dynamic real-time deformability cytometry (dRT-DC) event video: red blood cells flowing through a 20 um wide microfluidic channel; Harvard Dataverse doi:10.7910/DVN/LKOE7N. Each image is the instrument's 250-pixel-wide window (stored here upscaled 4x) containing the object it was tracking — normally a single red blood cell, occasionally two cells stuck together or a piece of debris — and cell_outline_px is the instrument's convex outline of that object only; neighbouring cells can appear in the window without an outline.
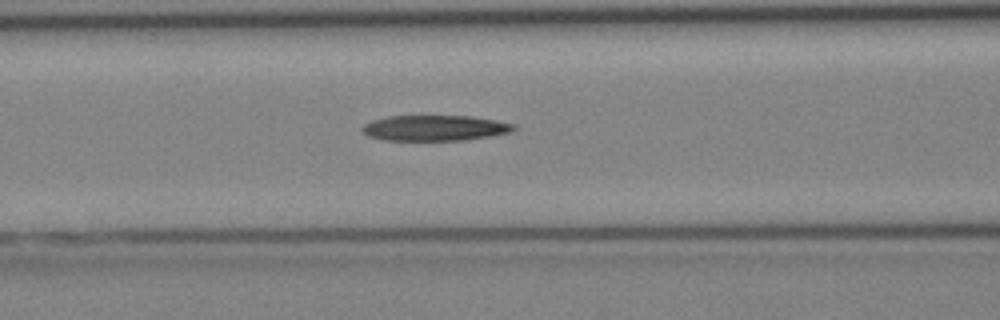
{"species": "Egyptian fruit bat (a non-hibernating species)", "species_latin": "Rousettus aegyptiacus", "temperature_condition": "cold", "stored_images_in_passage": 4, "camera_frame_rate_fps": 3000, "um_per_image_px": 0.085, "animal": {"sex": "female"}, "frame": {"image": 1, "passage_image": 4, "time_ms": 3.667, "image_size_px": [1000, 320], "cell_outline_px": [[516, 128], [512, 132], [464, 140], [380, 140], [368, 136], [360, 128], [364, 124], [372, 120], [388, 116], [472, 116], [496, 120], [516, 124]], "centroid_in_image_um": [36.96, 10.87], "position_along_channel_um": 129.6, "area_um2": 22.66}}